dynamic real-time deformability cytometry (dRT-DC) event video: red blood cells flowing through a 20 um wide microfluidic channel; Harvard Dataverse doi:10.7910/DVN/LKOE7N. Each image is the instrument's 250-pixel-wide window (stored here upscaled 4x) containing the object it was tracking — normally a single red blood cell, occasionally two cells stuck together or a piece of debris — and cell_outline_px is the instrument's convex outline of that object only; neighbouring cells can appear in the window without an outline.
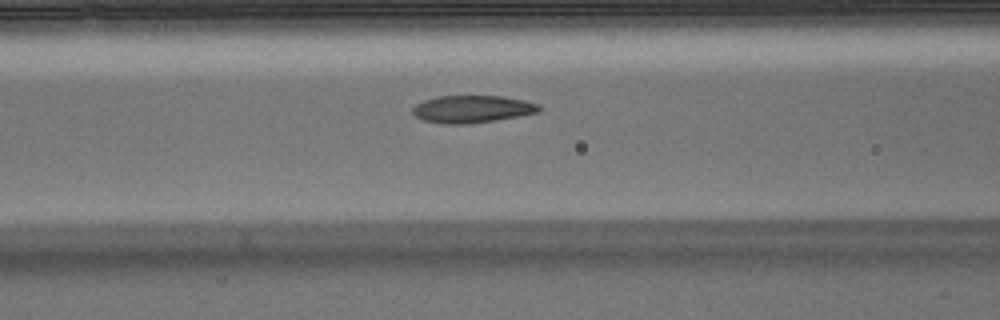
{"species": "Egyptian fruit bat (a non-hibernating species)", "species_latin": "Rousettus aegyptiacus", "temperature_condition": "warm", "stored_images_in_passage": 36, "camera_frame_rate_fps": 3000, "um_per_image_px": 0.085, "animal": {"sex": "male"}, "frame": {"image": 1, "passage_image": 6, "time_ms": 1.667, "image_size_px": [1000, 320], "cell_outline_px": [[540, 112], [496, 120], [472, 124], [440, 124], [424, 120], [416, 116], [412, 112], [412, 108], [416, 104], [424, 100], [436, 96], [504, 96], [524, 100], [540, 104]], "centroid_in_image_um": [40.14, 9.27], "position_along_channel_um": 126.5, "area_um2": 20.35}}
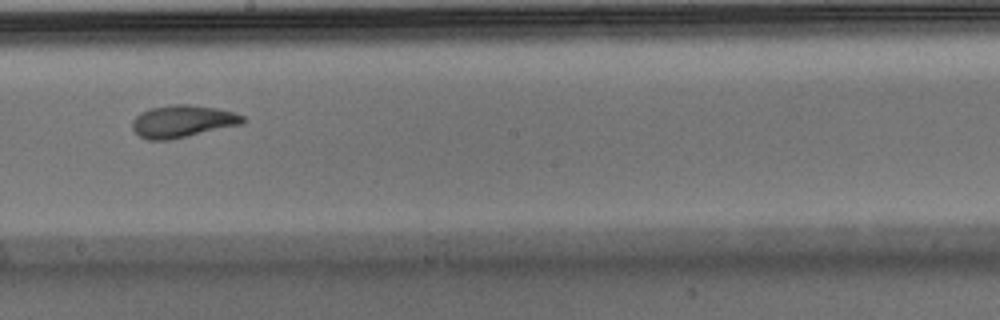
{"frame": {"image": 2, "passage_image": 14, "time_ms": 4.333, "image_size_px": [1000, 320], "cell_outline_px": [[248, 120], [244, 124], [168, 140], [148, 140], [140, 136], [132, 128], [132, 120], [140, 112], [152, 108], [172, 104], [192, 104], [216, 108], [232, 112], [244, 116]], "centroid_in_image_um": [15.54, 10.3], "position_along_channel_um": 232.7, "area_um2": 20.87}}
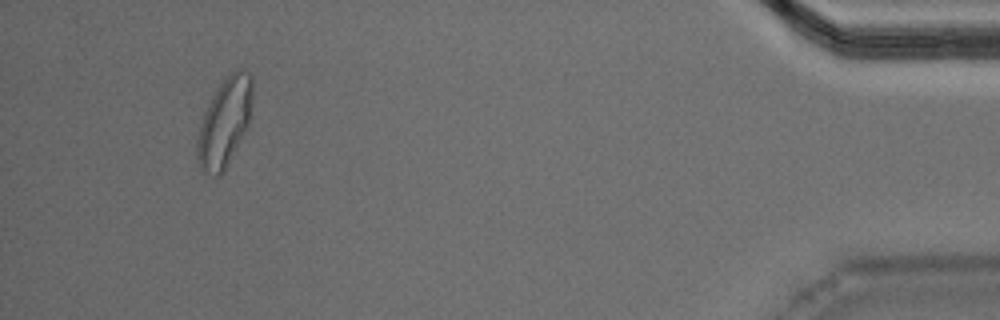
{"frame": {"image": 3, "passage_image": 33, "time_ms": 10.667, "image_size_px": [1000, 320], "cell_outline_px": [[252, 104], [248, 124], [224, 172], [220, 176], [216, 176], [200, 172], [196, 156], [196, 140], [200, 124], [204, 112], [216, 88], [236, 68], [244, 68], [252, 76]], "centroid_in_image_um": [19.07, 10.42], "position_along_channel_um": 416.1, "area_um2": 28.67}, "authors_computed_cell_mechanics": {"area_um2": 20.8947, "velocity_mm_per_s": 3.9779, "shape_relaxation_time_tau1_ms": 9.4496, "shape_relaxation_time_tau2_ms": 1.8657, "deformation_change_tau1": 0.3113, "deformation_change_tau2": 0.0863}}